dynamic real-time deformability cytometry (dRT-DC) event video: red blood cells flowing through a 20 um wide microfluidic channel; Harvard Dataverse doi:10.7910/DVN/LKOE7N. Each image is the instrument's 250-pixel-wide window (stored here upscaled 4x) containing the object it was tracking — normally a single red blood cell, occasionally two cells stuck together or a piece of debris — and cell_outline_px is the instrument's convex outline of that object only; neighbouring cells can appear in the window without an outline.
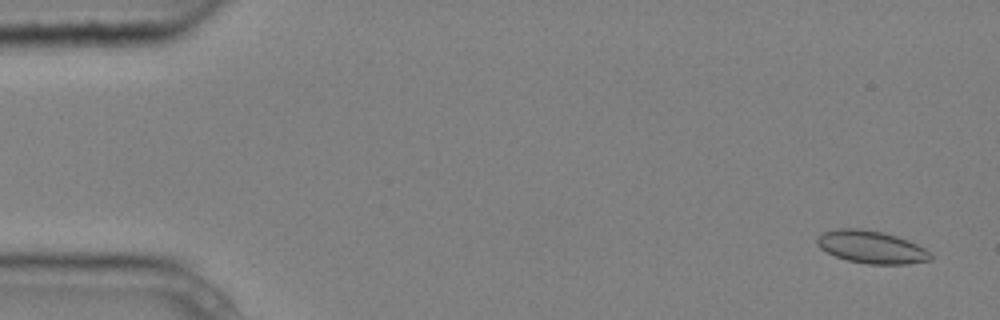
{"species": "common noctule bat (a hibernating species)", "species_latin": "Nyctalus noctula", "temperature_condition": "cold", "stored_images_in_passage": 8, "camera_frame_rate_fps": 3000, "um_per_image_px": 0.085, "animal": {"sex": "male", "body_mass_g": 20.4}, "frame": {"image": 1, "passage_image": 1, "time_ms": 0.0, "image_size_px": [1000, 320], "cell_outline_px": [[932, 260], [908, 264], [868, 264], [848, 260], [836, 256], [820, 248], [816, 244], [816, 236], [824, 232], [836, 228], [860, 228], [884, 232], [908, 240], [924, 248], [932, 256]], "centroid_in_image_um": [74.05, 20.99], "position_along_channel_um": 11.0, "area_um2": 21.62}}
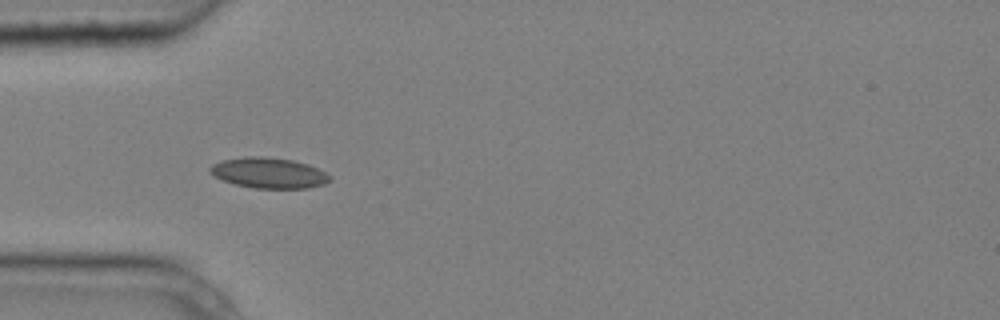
{"frame": {"image": 2, "passage_image": 5, "time_ms": 1.333, "image_size_px": [1000, 320], "cell_outline_px": [[332, 180], [324, 184], [308, 188], [256, 188], [236, 184], [224, 180], [208, 172], [208, 168], [212, 164], [224, 160], [248, 156], [264, 156], [292, 160], [308, 164], [332, 176]], "centroid_in_image_um": [22.87, 14.69], "position_along_channel_um": 62.1, "area_um2": 21.21}}
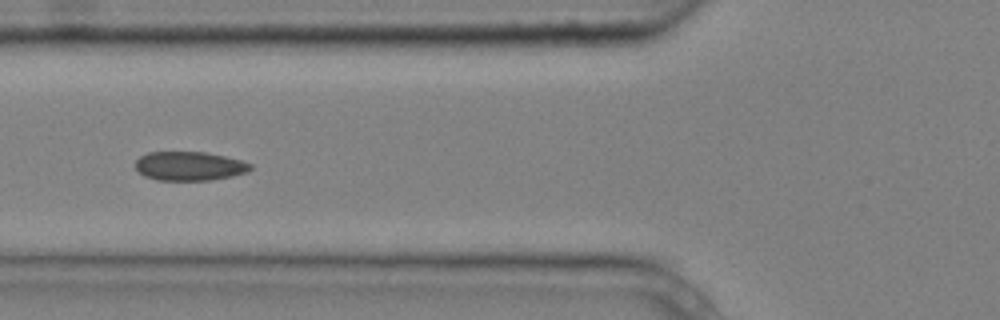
{"frame": {"image": 3, "passage_image": 6, "time_ms": 1.667, "image_size_px": [1000, 320], "cell_outline_px": [[252, 168], [248, 172], [232, 176], [212, 180], [156, 180], [144, 176], [136, 168], [136, 160], [140, 156], [148, 152], [204, 152], [224, 156], [240, 160], [252, 164]], "centroid_in_image_um": [16.1, 14.12], "position_along_channel_um": 109.7, "area_um2": 19.42}}